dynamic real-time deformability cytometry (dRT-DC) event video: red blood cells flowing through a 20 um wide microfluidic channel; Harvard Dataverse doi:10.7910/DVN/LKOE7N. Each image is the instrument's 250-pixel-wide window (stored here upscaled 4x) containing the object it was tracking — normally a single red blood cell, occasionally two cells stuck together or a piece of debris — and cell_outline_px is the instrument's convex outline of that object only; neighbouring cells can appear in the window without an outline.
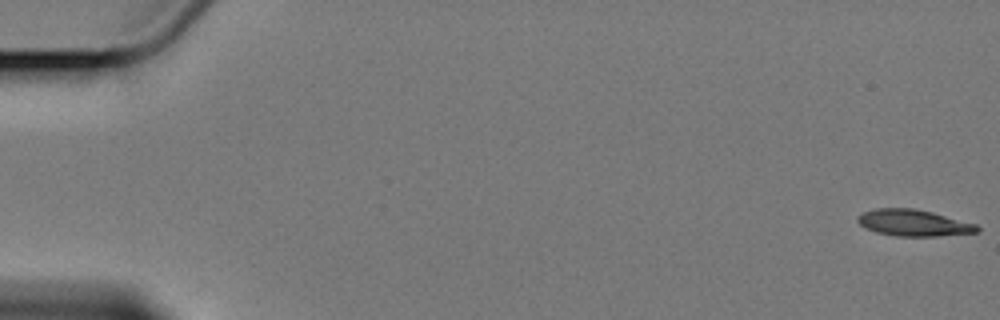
{"species": "Egyptian fruit bat (a non-hibernating species)", "species_latin": "Rousettus aegyptiacus", "temperature_condition": "cold", "stored_images_in_passage": 5, "camera_frame_rate_fps": 3000, "um_per_image_px": 0.085, "animal": {"sex": "female"}, "frame": {"image": 1, "passage_image": 1, "time_ms": 0.0, "image_size_px": [1000, 320], "cell_outline_px": [[980, 232], [936, 236], [896, 236], [876, 232], [860, 224], [856, 220], [856, 216], [864, 212], [876, 208], [912, 208], [932, 212], [976, 224], [980, 228]], "centroid_in_image_um": [77.65, 18.94], "position_along_channel_um": 7.3, "area_um2": 18.32}}